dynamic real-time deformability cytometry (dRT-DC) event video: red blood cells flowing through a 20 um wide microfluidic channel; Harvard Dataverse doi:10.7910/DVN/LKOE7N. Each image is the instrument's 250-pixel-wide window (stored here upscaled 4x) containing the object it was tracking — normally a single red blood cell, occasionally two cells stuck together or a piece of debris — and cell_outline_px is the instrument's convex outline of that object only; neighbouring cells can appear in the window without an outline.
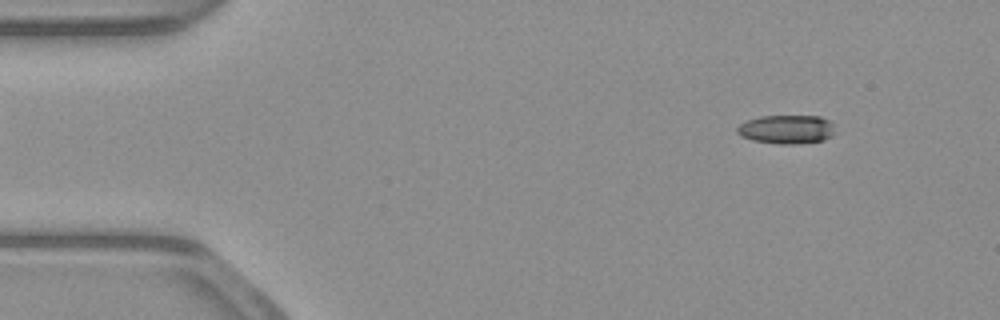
{"species": "common noctule bat (a hibernating species)", "species_latin": "Nyctalus noctula", "temperature_condition": "warm", "stored_images_in_passage": 53, "camera_frame_rate_fps": 3000, "um_per_image_px": 0.085, "animal": {"sex": "male", "body_mass_g": 23.1, "forearm_length_mm": 52.7}, "frame": {"image": 1, "passage_image": 6, "time_ms": 1.667, "image_size_px": [1000, 320], "cell_outline_px": [[832, 136], [824, 140], [800, 144], [780, 144], [752, 140], [740, 136], [736, 132], [736, 128], [740, 124], [748, 120], [760, 116], [820, 116], [832, 120]], "centroid_in_image_um": [66.85, 10.99], "position_along_channel_um": 18.1, "area_um2": 16.53}}
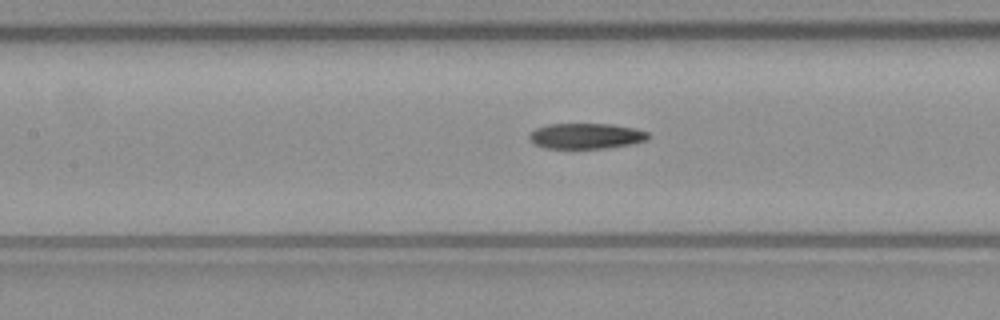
{"frame": {"image": 2, "passage_image": 24, "time_ms": 7.667, "image_size_px": [1000, 320], "cell_outline_px": [[652, 136], [648, 140], [632, 144], [608, 148], [544, 148], [528, 140], [528, 136], [536, 128], [548, 124], [612, 124], [636, 128], [648, 132]], "centroid_in_image_um": [49.86, 11.56], "position_along_channel_um": 157.5, "area_um2": 17.92}}
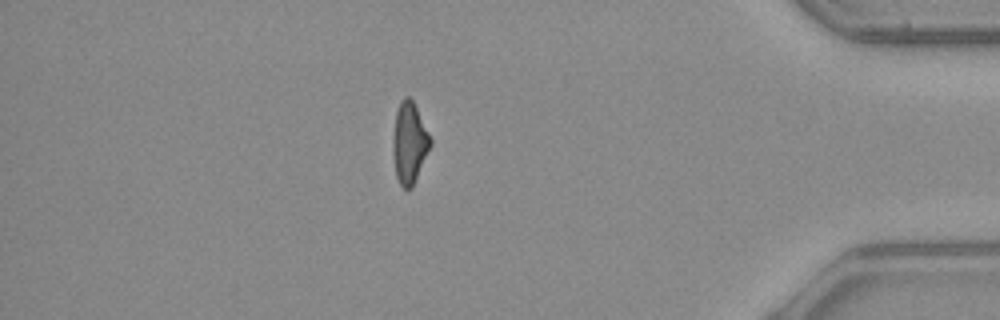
{"frame": {"image": 3, "passage_image": 46, "time_ms": 15.0, "image_size_px": [1000, 320], "cell_outline_px": [[432, 144], [412, 188], [404, 188], [400, 184], [396, 176], [392, 152], [392, 140], [396, 112], [400, 100], [404, 96], [408, 96], [412, 100], [432, 140]], "centroid_in_image_um": [34.78, 12.15], "position_along_channel_um": 400.4, "area_um2": 17.69}, "authors_computed_cell_mechanics": {"area_um2": 18.2648, "velocity_mm_per_s": 3.9174, "shape_relaxation_time_tau1_ms": null, "shape_relaxation_time_tau2_ms": 5.0947, "deformation_change_tau1": null, "deformation_change_tau2": 0.1543}}